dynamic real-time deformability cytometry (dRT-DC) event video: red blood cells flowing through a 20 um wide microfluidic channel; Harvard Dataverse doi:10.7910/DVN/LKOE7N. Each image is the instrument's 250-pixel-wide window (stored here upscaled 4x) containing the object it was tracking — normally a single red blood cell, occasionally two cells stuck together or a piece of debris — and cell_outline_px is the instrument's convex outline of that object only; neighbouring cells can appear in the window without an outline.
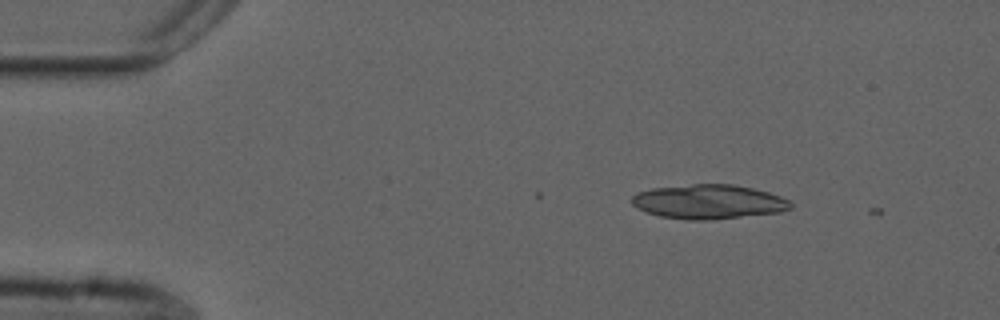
{"species": "common noctule bat (a hibernating species)", "species_latin": "Nyctalus noctula", "temperature_condition": "cold", "stored_images_in_passage": 4, "camera_frame_rate_fps": 3000, "um_per_image_px": 0.085, "animal": {"sex": "male", "forearm_length_mm": 52.5}, "frame": {"image": 1, "passage_image": 2, "time_ms": 0.333, "image_size_px": [1000, 320], "cell_outline_px": [[792, 208], [780, 212], [712, 220], [688, 220], [660, 216], [648, 212], [632, 204], [632, 196], [636, 192], [652, 188], [692, 184], [732, 184], [752, 188], [768, 192], [780, 196], [788, 200], [792, 204]], "centroid_in_image_um": [60.24, 17.15], "position_along_channel_um": 24.8, "area_um2": 31.73}}